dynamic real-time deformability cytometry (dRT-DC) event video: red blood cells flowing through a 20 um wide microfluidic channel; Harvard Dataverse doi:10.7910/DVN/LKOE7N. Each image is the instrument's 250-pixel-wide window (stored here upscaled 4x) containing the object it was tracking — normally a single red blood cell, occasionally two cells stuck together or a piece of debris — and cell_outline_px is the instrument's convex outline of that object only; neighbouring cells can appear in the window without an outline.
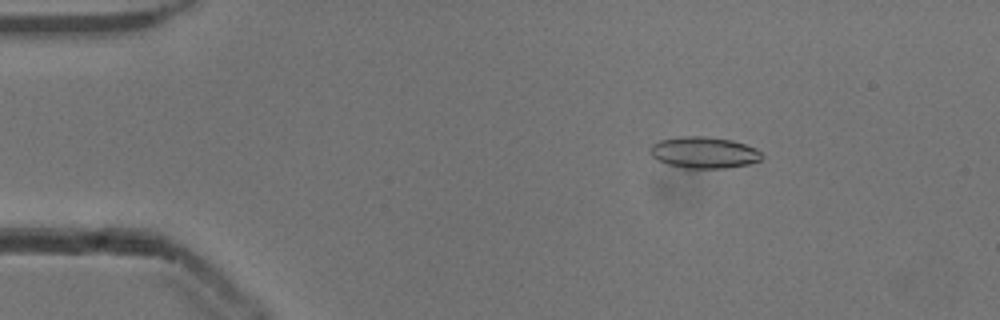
{"species": "common noctule bat (a hibernating species)", "species_latin": "Nyctalus noctula", "temperature_condition": "cold", "stored_images_in_passage": 54, "camera_frame_rate_fps": 3000, "um_per_image_px": 0.085, "animal": {"sex": "male", "body_mass_g": 13.3}, "frame": {"image": 1, "passage_image": 9, "time_ms": 2.667, "image_size_px": [1000, 320], "cell_outline_px": [[764, 156], [760, 160], [748, 164], [724, 168], [684, 168], [668, 164], [656, 160], [648, 152], [648, 148], [652, 144], [660, 140], [680, 136], [704, 136], [732, 140], [756, 148]], "centroid_in_image_um": [59.79, 12.96], "position_along_channel_um": 25.2, "area_um2": 20.58}}
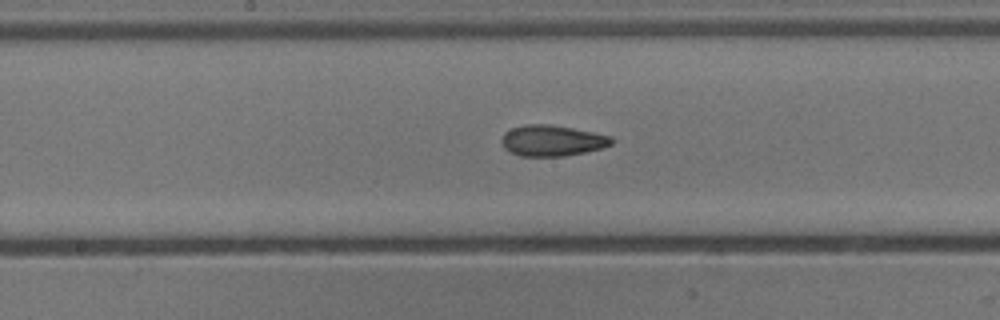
{"frame": {"image": 2, "passage_image": 28, "time_ms": 9.0, "image_size_px": [1000, 320], "cell_outline_px": [[616, 140], [612, 144], [600, 148], [584, 152], [564, 156], [520, 156], [504, 148], [500, 144], [500, 140], [504, 132], [512, 128], [524, 124], [548, 124], [572, 128], [612, 136]], "centroid_in_image_um": [46.91, 11.94], "position_along_channel_um": 201.3, "area_um2": 19.88}}
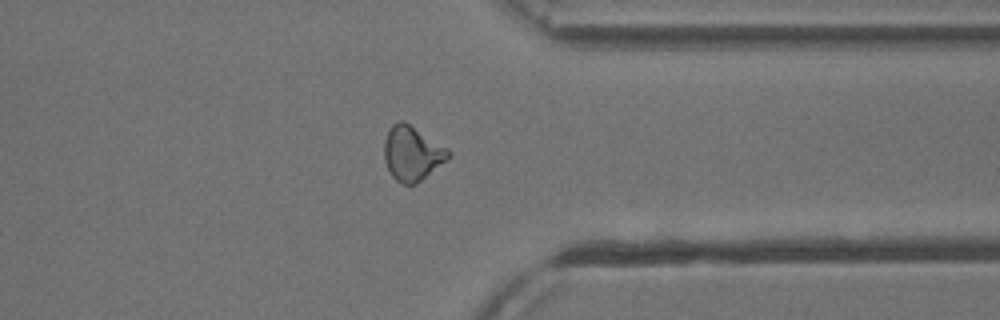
{"frame": {"image": 3, "passage_image": 42, "time_ms": 13.667, "image_size_px": [1000, 320], "cell_outline_px": [[452, 156], [416, 184], [404, 184], [396, 180], [392, 176], [384, 160], [384, 140], [388, 128], [392, 124], [400, 120], [404, 120], [448, 148], [452, 152]], "centroid_in_image_um": [35.03, 13.01], "position_along_channel_um": 376.4, "area_um2": 20.58}, "authors_computed_cell_mechanics": {"area_um2": 19.8832, "velocity_mm_per_s": 3.8745, "shape_relaxation_time_tau1_ms": null, "shape_relaxation_time_tau2_ms": 2.2046, "deformation_change_tau1": null, "deformation_change_tau2": 0.0814}}